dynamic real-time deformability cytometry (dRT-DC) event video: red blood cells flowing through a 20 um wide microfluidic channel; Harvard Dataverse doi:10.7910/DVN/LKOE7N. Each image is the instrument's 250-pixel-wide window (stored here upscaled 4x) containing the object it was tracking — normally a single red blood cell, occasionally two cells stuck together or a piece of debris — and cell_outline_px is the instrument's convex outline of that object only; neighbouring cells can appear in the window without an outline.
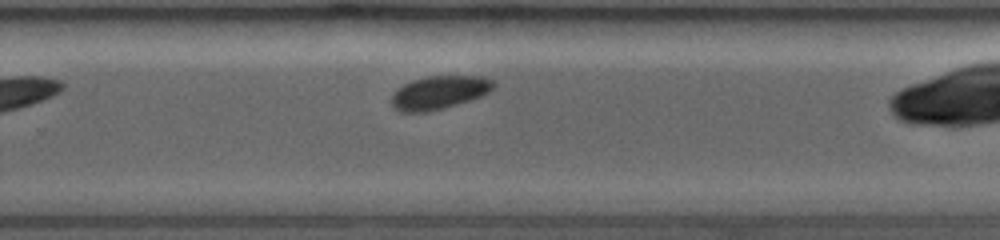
{"species": "common noctule bat (a hibernating species)", "species_latin": "Nyctalus noctula", "temperature_condition": "room temperature", "stored_images_in_passage": 32, "camera_frame_rate_fps": 3500, "um_per_image_px": 0.085, "animal": {"sex": "female", "body_mass_g": 19.0, "forearm_length_mm": 53.3}, "frame": {"image": 1, "passage_image": 19, "time_ms": 4.857, "image_size_px": [1000, 240], "cell_outline_px": [[492, 88], [488, 92], [480, 96], [468, 100], [440, 108], [424, 112], [400, 112], [392, 104], [392, 96], [404, 84], [412, 80], [428, 76], [480, 76], [492, 80]], "centroid_in_image_um": [37.3, 7.85], "position_along_channel_um": 292.5, "area_um2": 19.07}}
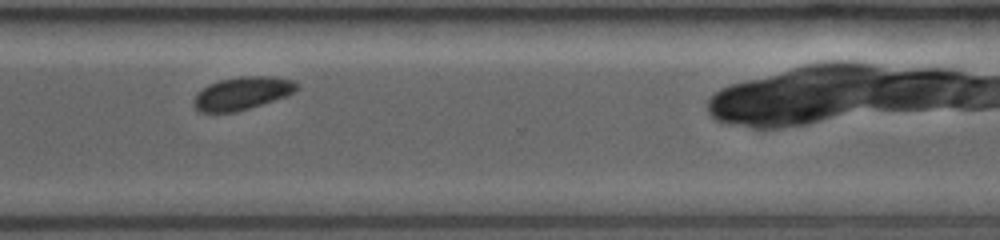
{"frame": {"image": 2, "passage_image": 26, "time_ms": 6.286, "image_size_px": [1000, 240], "cell_outline_px": [[296, 88], [292, 92], [284, 96], [236, 112], [200, 112], [192, 104], [192, 100], [196, 92], [208, 84], [220, 80], [240, 76], [268, 76], [292, 80], [296, 84]], "centroid_in_image_um": [20.47, 7.93], "position_along_channel_um": 350.1, "area_um2": 19.42}}
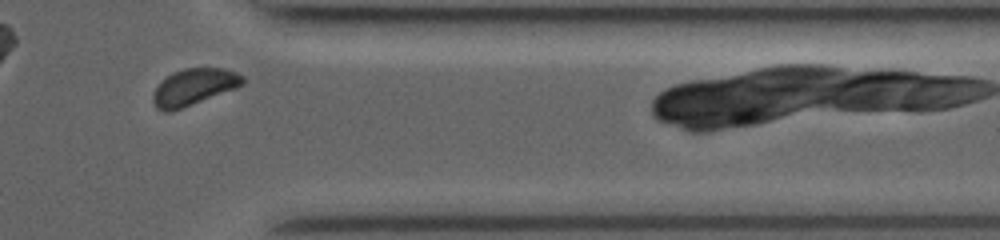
{"frame": {"image": 3, "passage_image": 29, "time_ms": 7.429, "image_size_px": [1000, 240], "cell_outline_px": [[244, 80], [236, 88], [172, 112], [164, 112], [156, 108], [152, 100], [152, 96], [160, 80], [172, 72], [184, 68], [224, 68], [236, 72], [244, 76]], "centroid_in_image_um": [16.43, 7.39], "position_along_channel_um": 395.0, "area_um2": 19.19}}